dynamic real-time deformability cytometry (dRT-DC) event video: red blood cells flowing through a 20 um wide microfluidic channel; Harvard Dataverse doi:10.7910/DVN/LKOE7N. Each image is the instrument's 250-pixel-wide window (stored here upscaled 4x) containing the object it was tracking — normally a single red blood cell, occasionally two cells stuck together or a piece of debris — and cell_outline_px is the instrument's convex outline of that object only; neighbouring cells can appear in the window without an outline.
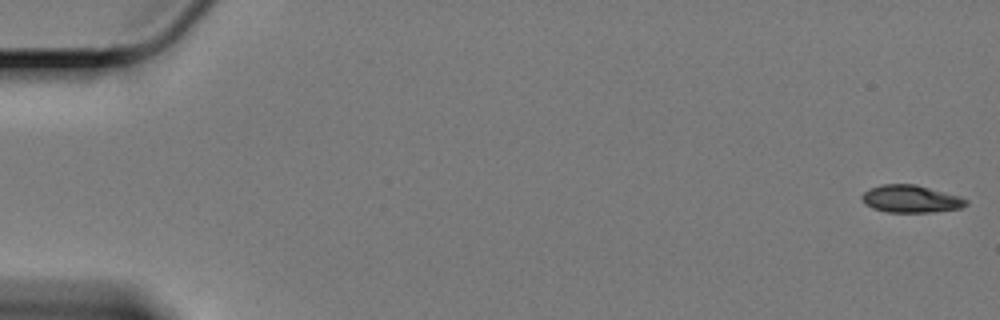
{"species": "Egyptian fruit bat (a non-hibernating species)", "species_latin": "Rousettus aegyptiacus", "temperature_condition": "cold", "stored_images_in_passage": 60, "camera_frame_rate_fps": 3000, "um_per_image_px": 0.085, "animal": {"sex": "female"}, "frame": {"image": 1, "passage_image": 1, "time_ms": 0.0, "image_size_px": [1000, 320], "cell_outline_px": [[968, 204], [960, 208], [932, 212], [888, 212], [872, 208], [860, 196], [864, 192], [880, 184], [916, 184], [960, 196], [968, 200]], "centroid_in_image_um": [77.45, 16.9], "position_along_channel_um": 7.5, "area_um2": 16.53}}
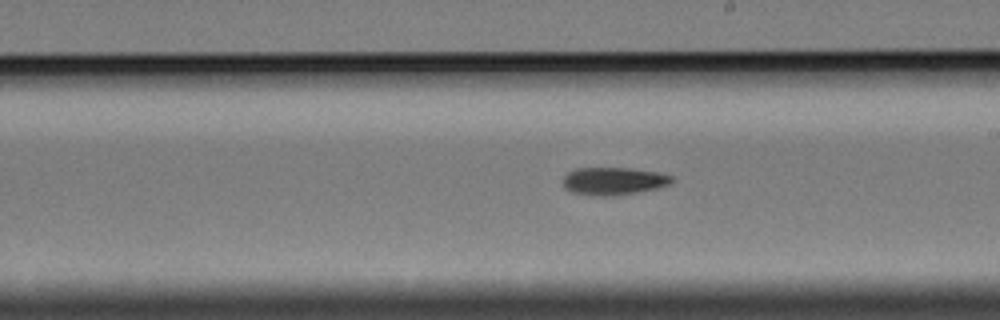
{"frame": {"image": 2, "passage_image": 35, "time_ms": 11.333, "image_size_px": [1000, 320], "cell_outline_px": [[672, 180], [668, 184], [656, 188], [636, 192], [612, 196], [596, 196], [572, 192], [564, 188], [564, 176], [568, 172], [576, 168], [632, 168], [660, 172], [672, 176]], "centroid_in_image_um": [52.13, 15.38], "position_along_channel_um": 236.9, "area_um2": 17.46}}
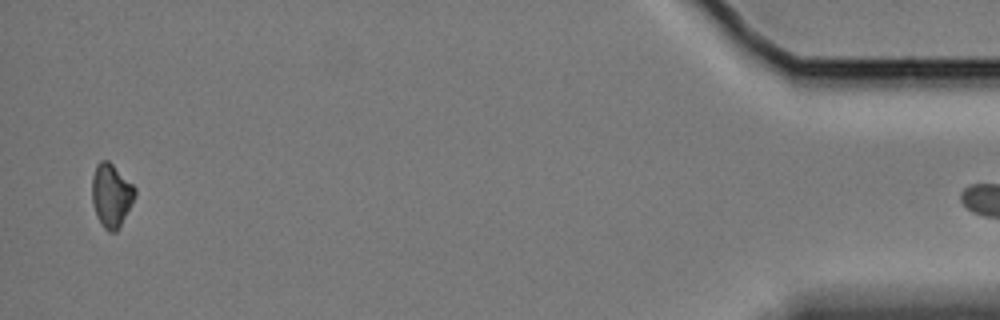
{"frame": {"image": 3, "passage_image": 59, "time_ms": 19.333, "image_size_px": [1000, 320], "cell_outline_px": [[136, 196], [120, 228], [116, 232], [108, 232], [104, 228], [96, 212], [92, 200], [92, 176], [96, 164], [100, 160], [108, 160], [136, 188]], "centroid_in_image_um": [9.47, 16.61], "position_along_channel_um": 425.7, "area_um2": 15.84}}